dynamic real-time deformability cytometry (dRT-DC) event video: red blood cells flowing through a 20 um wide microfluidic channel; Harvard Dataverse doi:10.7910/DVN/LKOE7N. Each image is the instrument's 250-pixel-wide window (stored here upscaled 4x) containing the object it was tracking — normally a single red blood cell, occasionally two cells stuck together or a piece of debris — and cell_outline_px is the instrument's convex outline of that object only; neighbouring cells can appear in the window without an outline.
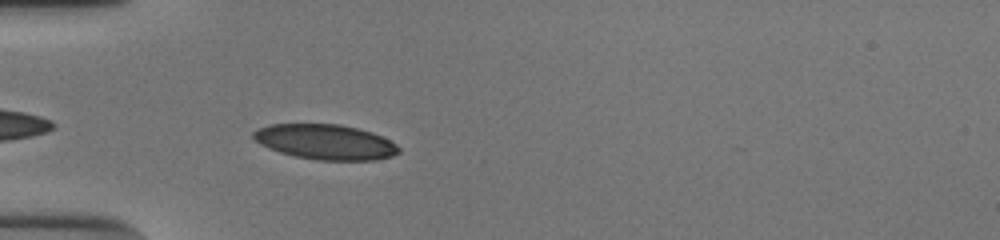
{"species": "human", "species_latin": "Homo sapiens", "temperature_condition": "cold", "stored_images_in_passage": 39, "camera_frame_rate_fps": 3000, "um_per_image_px": 0.085, "donor": {"sex": "male"}, "frame": {"image": 1, "passage_image": 3, "time_ms": 0.667, "image_size_px": [1000, 240], "cell_outline_px": [[400, 152], [392, 156], [376, 160], [316, 160], [296, 156], [280, 152], [268, 148], [260, 144], [252, 136], [252, 132], [260, 128], [272, 124], [340, 124], [372, 132], [396, 144], [400, 148]], "centroid_in_image_um": [27.66, 12.07], "position_along_channel_um": 57.3, "area_um2": 29.59}}
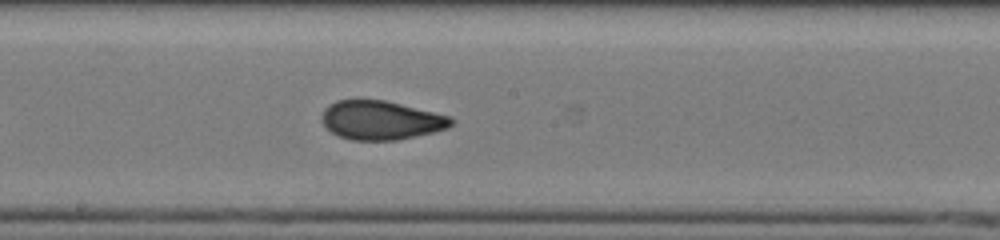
{"frame": {"image": 2, "passage_image": 16, "time_ms": 5.0, "image_size_px": [1000, 240], "cell_outline_px": [[456, 120], [448, 128], [416, 136], [396, 140], [352, 140], [340, 136], [332, 132], [320, 120], [320, 116], [324, 108], [328, 104], [336, 100], [384, 100], [452, 116]], "centroid_in_image_um": [32.38, 10.21], "position_along_channel_um": 215.8, "area_um2": 29.42}}
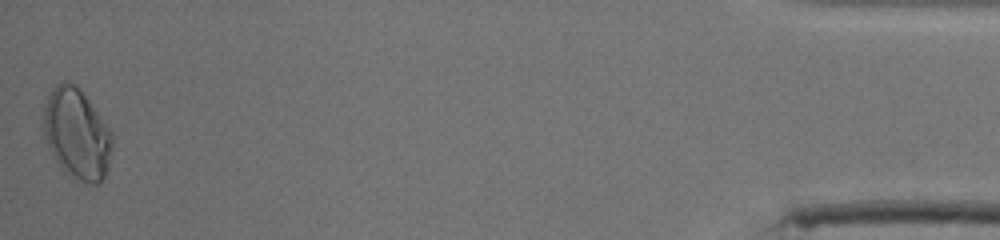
{"frame": {"image": 3, "passage_image": 39, "time_ms": 12.667, "image_size_px": [1000, 240], "cell_outline_px": [[112, 144], [108, 164], [104, 176], [96, 184], [92, 184], [68, 176], [60, 168], [52, 156], [44, 136], [44, 108], [48, 96], [56, 84], [72, 84], [84, 96], [112, 132]], "centroid_in_image_um": [6.51, 11.45], "position_along_channel_um": 428.7, "area_um2": 35.32}, "authors_computed_cell_mechanics": {"area_um2": 29.5936, "velocity_mm_per_s": 3.8616, "shape_relaxation_time_tau1_ms": 4.9714, "shape_relaxation_time_tau2_ms": 1.121, "deformation_change_tau1": 0.1661, "deformation_change_tau2": 0.0713}}